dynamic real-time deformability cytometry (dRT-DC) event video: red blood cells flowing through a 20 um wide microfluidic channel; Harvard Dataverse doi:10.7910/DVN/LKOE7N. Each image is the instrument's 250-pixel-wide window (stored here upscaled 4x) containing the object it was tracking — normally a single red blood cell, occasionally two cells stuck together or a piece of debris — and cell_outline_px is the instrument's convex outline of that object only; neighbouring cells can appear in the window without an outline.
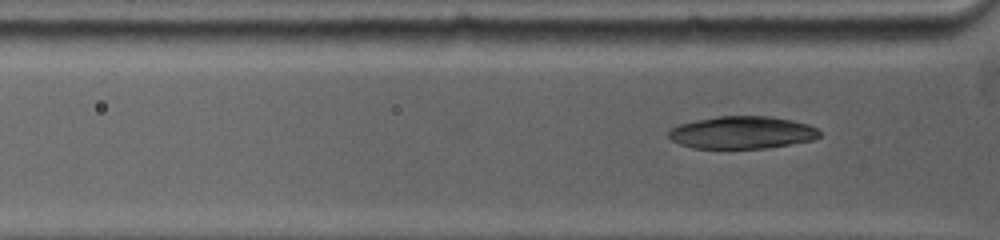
{"species": "common noctule bat (a hibernating species)", "species_latin": "Nyctalus noctula", "temperature_condition": "warm", "stored_images_in_passage": 5, "camera_frame_rate_fps": 5000, "um_per_image_px": 0.085, "animal": {"sex": "female", "body_mass_g": 19.0, "forearm_length_mm": 53.3}, "frame": {"image": 1, "passage_image": 4, "time_ms": 2.4, "image_size_px": [1000, 240], "cell_outline_px": [[820, 136], [808, 140], [788, 144], [760, 148], [696, 148], [672, 140], [668, 136], [668, 132], [672, 128], [680, 124], [696, 120], [716, 116], [768, 116], [792, 120], [808, 124], [816, 128], [820, 132]], "centroid_in_image_um": [63.06, 11.24], "position_along_channel_um": 62.7, "area_um2": 28.03}}